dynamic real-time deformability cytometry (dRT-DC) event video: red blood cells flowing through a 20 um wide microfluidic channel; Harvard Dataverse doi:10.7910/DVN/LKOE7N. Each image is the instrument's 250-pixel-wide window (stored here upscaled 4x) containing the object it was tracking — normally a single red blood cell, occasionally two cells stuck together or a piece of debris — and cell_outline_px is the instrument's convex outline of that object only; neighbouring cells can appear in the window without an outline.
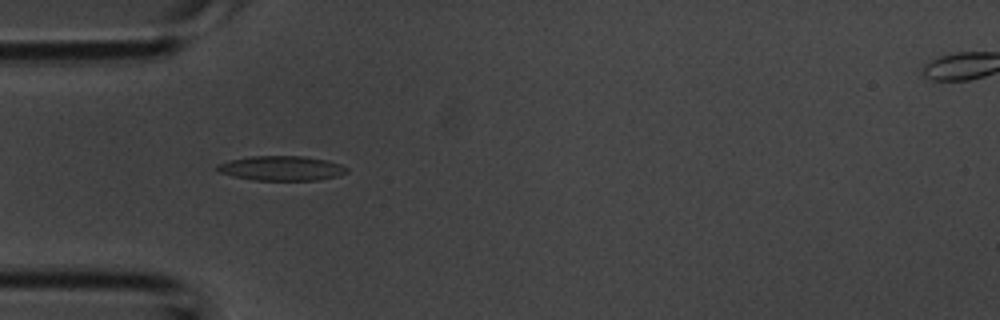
{"species": "common noctule bat (a hibernating species)", "species_latin": "Nyctalus noctula", "temperature_condition": "room temperature", "stored_images_in_passage": 31, "camera_frame_rate_fps": 3000, "um_per_image_px": 0.085, "animal": {"sex": "male", "body_mass_g": 20.1, "forearm_length_mm": 53.5}, "frame": {"image": 1, "passage_image": 1, "time_ms": 0.0, "image_size_px": [1000, 320], "cell_outline_px": [[348, 172], [336, 176], [316, 180], [256, 180], [232, 176], [216, 172], [216, 164], [228, 160], [248, 156], [304, 156], [324, 160], [340, 164], [348, 168]], "centroid_in_image_um": [23.85, 14.3], "position_along_channel_um": 61.1, "area_um2": 18.67}}
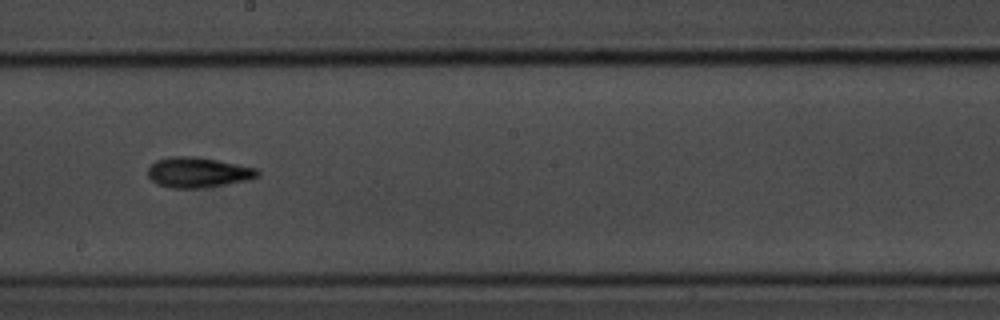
{"frame": {"image": 2, "passage_image": 12, "time_ms": 3.667, "image_size_px": [1000, 320], "cell_outline_px": [[260, 176], [248, 180], [224, 184], [196, 188], [172, 188], [156, 184], [148, 176], [148, 168], [156, 160], [168, 156], [196, 156], [256, 168], [260, 172]], "centroid_in_image_um": [16.8, 14.64], "position_along_channel_um": 231.4, "area_um2": 19.25}}
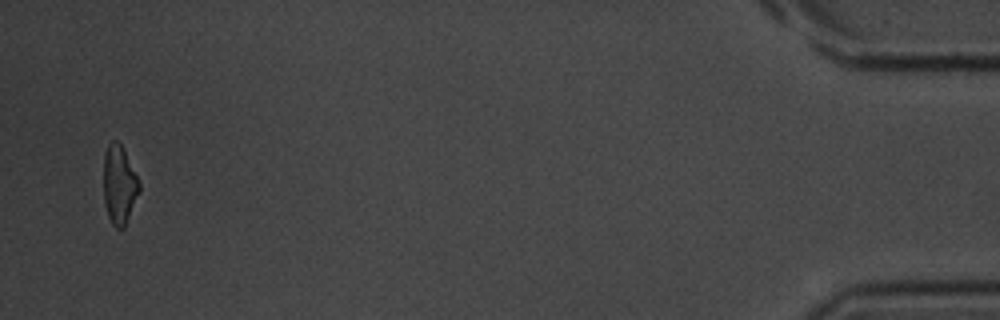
{"frame": {"image": 3, "passage_image": 30, "time_ms": 9.667, "image_size_px": [1000, 320], "cell_outline_px": [[140, 192], [124, 228], [116, 228], [112, 224], [108, 216], [104, 204], [104, 152], [108, 144], [112, 140], [116, 140], [120, 144], [140, 184]], "centroid_in_image_um": [10.12, 15.74], "position_along_channel_um": 425.1, "area_um2": 16.18}}